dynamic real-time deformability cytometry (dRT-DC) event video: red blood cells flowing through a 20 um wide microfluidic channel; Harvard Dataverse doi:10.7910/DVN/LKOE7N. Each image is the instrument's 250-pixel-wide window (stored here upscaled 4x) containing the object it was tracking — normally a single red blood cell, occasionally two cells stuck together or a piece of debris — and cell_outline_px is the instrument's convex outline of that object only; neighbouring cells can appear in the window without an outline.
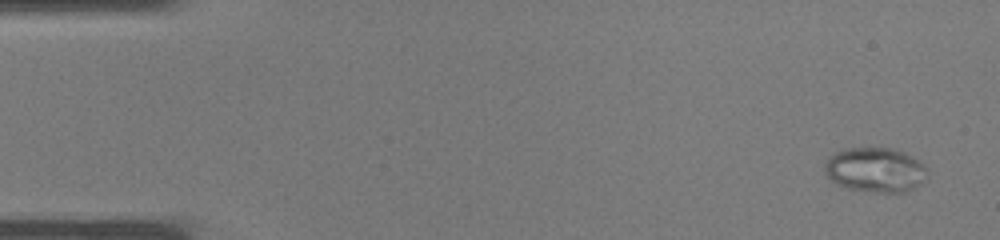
{"species": "common noctule bat (a hibernating species)", "species_latin": "Nyctalus noctula", "temperature_condition": "warm", "stored_images_in_passage": 37, "camera_frame_rate_fps": 3000, "um_per_image_px": 0.085, "animal": {"sex": "male", "body_mass_g": 19.0, "forearm_length_mm": 50.8}, "frame": {"image": 1, "passage_image": 2, "time_ms": 0.333, "image_size_px": [1000, 240], "cell_outline_px": [[928, 180], [916, 188], [904, 192], [876, 192], [848, 188], [836, 184], [824, 172], [824, 164], [836, 152], [844, 148], [892, 148], [904, 152], [920, 160], [928, 168]], "centroid_in_image_um": [74.48, 14.44], "position_along_channel_um": 10.5, "area_um2": 27.05}}
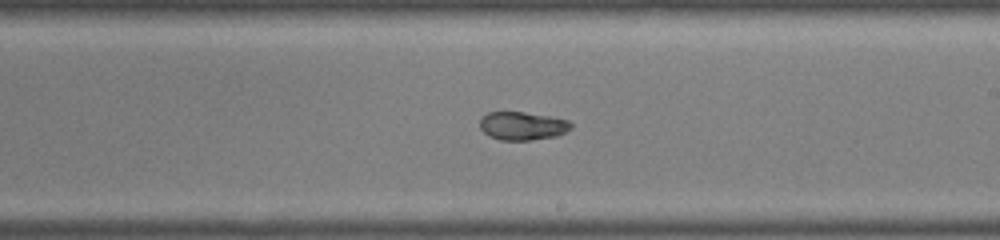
{"frame": {"image": 2, "passage_image": 22, "time_ms": 7.0, "image_size_px": [1000, 240], "cell_outline_px": [[572, 128], [556, 136], [532, 140], [500, 140], [488, 136], [480, 128], [480, 116], [488, 112], [524, 112], [548, 116], [568, 120], [572, 124]], "centroid_in_image_um": [44.37, 10.7], "position_along_channel_um": 244.6, "area_um2": 15.09}}
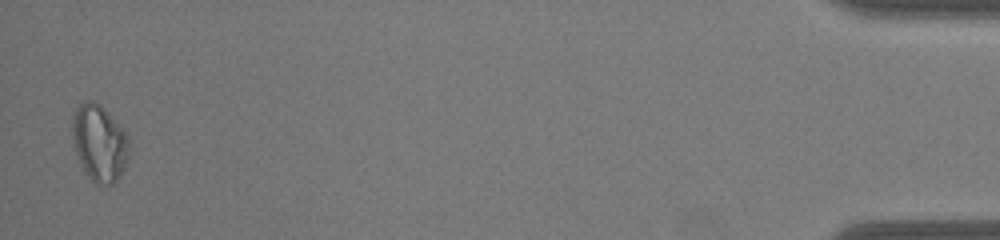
{"frame": {"image": 3, "passage_image": 37, "time_ms": 12.0, "image_size_px": [1000, 240], "cell_outline_px": [[128, 156], [124, 168], [120, 176], [112, 184], [96, 184], [84, 172], [80, 164], [76, 152], [72, 136], [72, 112], [80, 104], [88, 100], [92, 100], [100, 104], [108, 112], [124, 132], [128, 140]], "centroid_in_image_um": [8.41, 12.15], "position_along_channel_um": 426.8, "area_um2": 25.14}}